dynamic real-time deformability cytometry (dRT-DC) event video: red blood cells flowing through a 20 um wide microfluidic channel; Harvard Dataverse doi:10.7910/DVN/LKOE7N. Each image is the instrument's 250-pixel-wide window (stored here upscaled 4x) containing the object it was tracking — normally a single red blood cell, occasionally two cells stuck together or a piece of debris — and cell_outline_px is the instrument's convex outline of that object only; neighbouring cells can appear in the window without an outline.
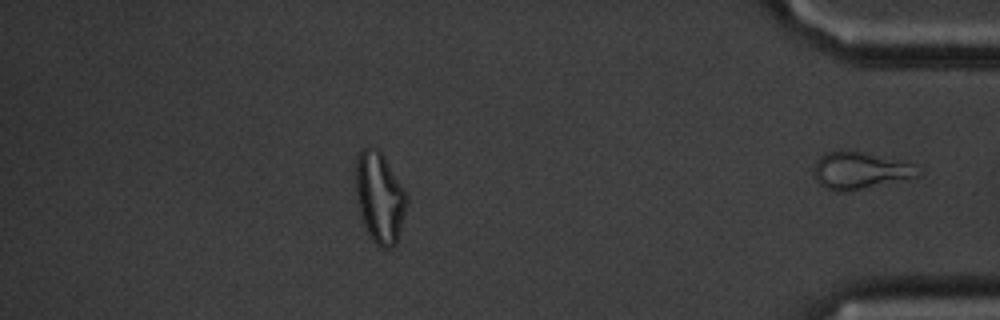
{"species": "common noctule bat (a hibernating species)", "species_latin": "Nyctalus noctula", "temperature_condition": "cold", "stored_images_in_passage": 51, "segment_of_instrument_passage": [2, 2], "camera_frame_rate_fps": 3000, "um_per_image_px": 0.085, "animal": {"sex": "male", "body_mass_g": 20.1, "forearm_length_mm": 53.5}, "frame": {"image": 1, "passage_image": 51, "time_ms": 16.667, "image_size_px": [1000, 320], "cell_outline_px": [[920, 176], [852, 192], [836, 192], [824, 188], [816, 180], [812, 172], [816, 160], [824, 152], [844, 148], [912, 164]], "centroid_in_image_um": [72.99, 14.51], "position_along_channel_um": 362.2, "area_um2": 22.83}}